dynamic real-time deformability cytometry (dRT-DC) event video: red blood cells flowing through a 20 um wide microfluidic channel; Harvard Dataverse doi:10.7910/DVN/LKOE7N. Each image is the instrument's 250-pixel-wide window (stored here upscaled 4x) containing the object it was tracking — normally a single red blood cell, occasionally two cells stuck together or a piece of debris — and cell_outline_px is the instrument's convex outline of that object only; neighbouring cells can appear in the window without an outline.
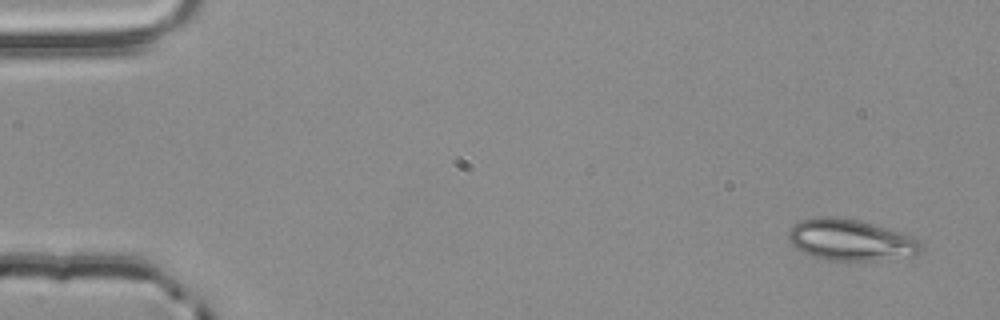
{"species": "common noctule bat (a hibernating species)", "species_latin": "Nyctalus noctula", "temperature_condition": "room temperature", "stored_images_in_passage": 3, "camera_frame_rate_fps": 3000, "um_per_image_px": 0.085, "animal": {"sex": "male", "body_mass_g": 20.4}, "frame": {"image": 1, "passage_image": 1, "time_ms": 0.0, "image_size_px": [1000, 320], "cell_outline_px": [[924, 252], [916, 256], [876, 260], [824, 260], [800, 252], [788, 240], [788, 232], [800, 220], [816, 216], [836, 216], [860, 220], [904, 232], [920, 240]], "centroid_in_image_um": [72.35, 20.39], "position_along_channel_um": 12.6, "area_um2": 32.6}}